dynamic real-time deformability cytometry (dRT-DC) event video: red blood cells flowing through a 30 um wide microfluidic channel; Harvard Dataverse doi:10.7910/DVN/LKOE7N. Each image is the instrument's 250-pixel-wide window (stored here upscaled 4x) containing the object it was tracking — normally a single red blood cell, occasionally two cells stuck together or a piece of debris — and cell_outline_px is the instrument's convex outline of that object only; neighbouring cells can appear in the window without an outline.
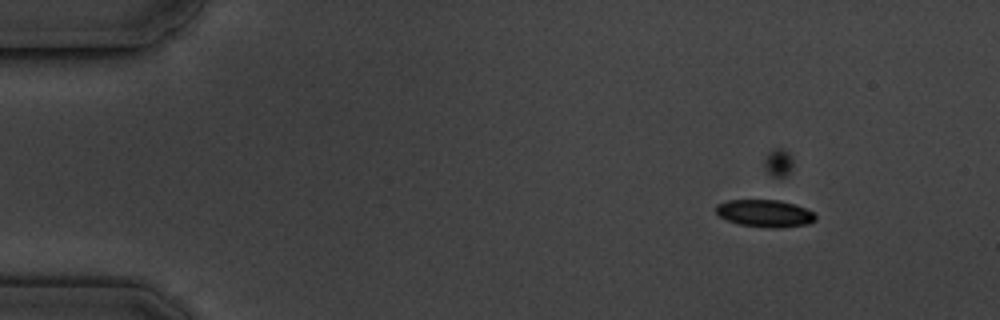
{"species": "common noctule bat (a hibernating species)", "species_latin": "Nyctalus noctula", "temperature_condition": "cold", "stored_images_in_passage": 6, "camera_frame_rate_fps": 3000, "um_per_image_px": 0.085, "animal": {"sex": "male", "body_mass_g": 19.5, "forearm_length_mm": 54.6}, "frame": {"image": 1, "passage_image": 2, "time_ms": 1.333, "image_size_px": [1000, 320], "cell_outline_px": [[816, 220], [808, 224], [780, 228], [768, 228], [740, 224], [728, 220], [720, 216], [716, 212], [716, 204], [728, 200], [780, 200], [804, 208], [812, 212], [816, 216]], "centroid_in_image_um": [65.01, 18.14], "position_along_channel_um": 20.0, "area_um2": 15.72}}
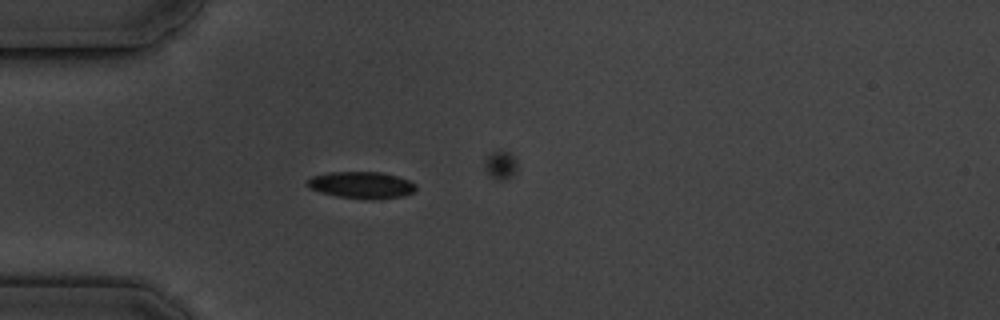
{"frame": {"image": 2, "passage_image": 5, "time_ms": 4.667, "image_size_px": [1000, 320], "cell_outline_px": [[416, 188], [412, 192], [404, 196], [368, 200], [340, 196], [320, 192], [308, 188], [308, 180], [312, 176], [328, 172], [380, 172], [396, 176], [408, 180], [416, 184]], "centroid_in_image_um": [30.73, 15.73], "position_along_channel_um": 54.3, "area_um2": 16.82}}